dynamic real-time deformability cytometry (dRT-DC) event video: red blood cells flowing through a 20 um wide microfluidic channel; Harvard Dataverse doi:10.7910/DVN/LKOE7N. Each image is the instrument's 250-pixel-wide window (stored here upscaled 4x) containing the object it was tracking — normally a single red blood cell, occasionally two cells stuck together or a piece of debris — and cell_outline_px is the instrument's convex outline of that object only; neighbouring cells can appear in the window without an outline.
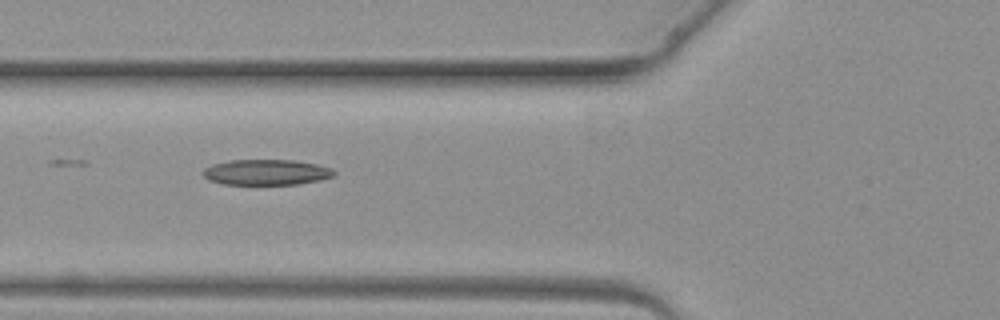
{"species": "common noctule bat (a hibernating species)", "species_latin": "Nyctalus noctula", "temperature_condition": "warm", "stored_images_in_passage": 4, "camera_frame_rate_fps": 3000, "um_per_image_px": 0.085, "animal": {"sex": "female", "body_mass_g": 19.3, "forearm_length_mm": 54.1}, "frame": {"image": 1, "passage_image": 4, "time_ms": 3.333, "image_size_px": [1000, 320], "cell_outline_px": [[336, 176], [320, 180], [296, 184], [220, 184], [208, 180], [200, 172], [204, 168], [212, 164], [228, 160], [292, 160], [316, 164], [332, 168], [336, 172]], "centroid_in_image_um": [22.61, 14.64], "position_along_channel_um": 103.2, "area_um2": 19.71}}